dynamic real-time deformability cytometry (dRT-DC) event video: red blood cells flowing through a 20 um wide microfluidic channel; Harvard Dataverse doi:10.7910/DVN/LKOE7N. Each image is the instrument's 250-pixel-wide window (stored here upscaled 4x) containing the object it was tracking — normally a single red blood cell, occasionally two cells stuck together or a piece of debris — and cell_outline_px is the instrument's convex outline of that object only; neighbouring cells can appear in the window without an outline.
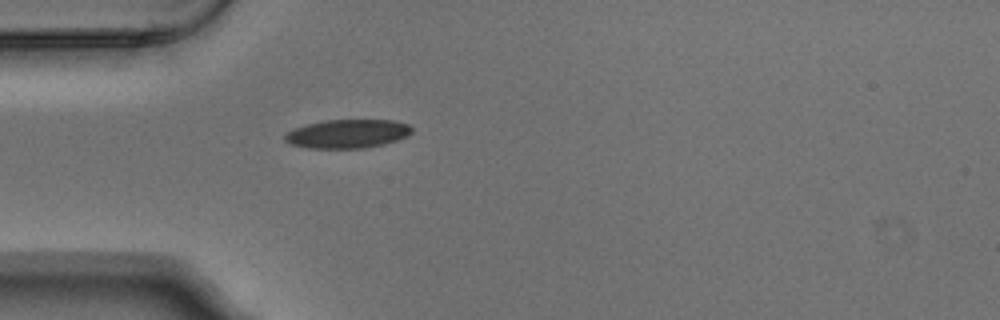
{"species": "Egyptian fruit bat (a non-hibernating species)", "species_latin": "Rousettus aegyptiacus", "temperature_condition": "warm", "stored_images_in_passage": 1, "camera_frame_rate_fps": 3000, "um_per_image_px": 0.085, "animal": {"sex": "male"}, "frame": {"image": 1, "passage_image": 1, "time_ms": 0.0, "image_size_px": [1000, 320], "cell_outline_px": [[412, 132], [408, 136], [384, 144], [364, 148], [308, 148], [292, 144], [284, 140], [284, 136], [288, 132], [296, 128], [308, 124], [324, 120], [392, 120], [408, 124], [412, 128]], "centroid_in_image_um": [29.56, 11.37], "position_along_channel_um": 55.4, "area_um2": 21.1}}